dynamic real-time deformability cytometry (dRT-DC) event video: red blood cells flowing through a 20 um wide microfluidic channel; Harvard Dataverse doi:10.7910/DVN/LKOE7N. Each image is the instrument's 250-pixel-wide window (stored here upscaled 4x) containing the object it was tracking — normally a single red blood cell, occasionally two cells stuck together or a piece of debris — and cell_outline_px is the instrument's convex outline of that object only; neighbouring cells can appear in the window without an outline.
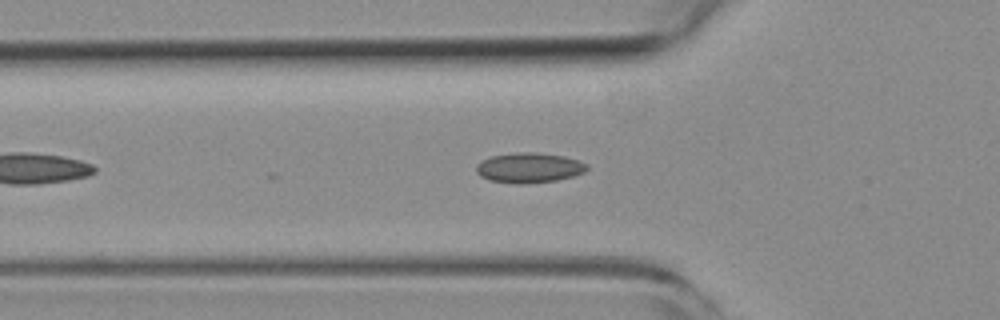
{"species": "common noctule bat (a hibernating species)", "species_latin": "Nyctalus noctula", "temperature_condition": "room temperature", "stored_images_in_passage": 16, "camera_frame_rate_fps": 3000, "um_per_image_px": 0.085, "animal": {"sex": "female", "body_mass_g": 19.3, "forearm_length_mm": 54.1}, "frame": {"image": 1, "passage_image": 8, "time_ms": 2.333, "image_size_px": [1000, 320], "cell_outline_px": [[588, 168], [584, 172], [572, 176], [556, 180], [524, 184], [516, 184], [488, 180], [480, 176], [476, 172], [476, 164], [480, 160], [492, 156], [516, 152], [536, 152], [564, 156], [588, 164]], "centroid_in_image_um": [44.93, 14.26], "position_along_channel_um": 80.9, "area_um2": 19.48}}
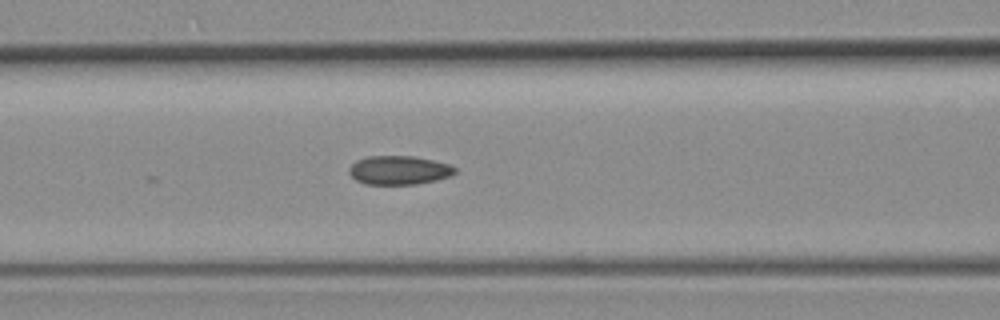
{"frame": {"image": 2, "passage_image": 12, "time_ms": 3.667, "image_size_px": [1000, 320], "cell_outline_px": [[456, 172], [452, 176], [436, 180], [416, 184], [364, 184], [356, 180], [348, 172], [348, 168], [356, 160], [368, 156], [416, 156], [448, 164], [456, 168]], "centroid_in_image_um": [33.91, 14.46], "position_along_channel_um": 132.7, "area_um2": 17.86}}